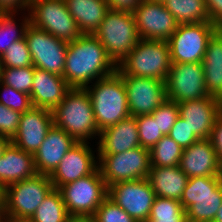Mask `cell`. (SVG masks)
<instances>
[{"instance_id": "277c9868", "label": "cell", "mask_w": 222, "mask_h": 222, "mask_svg": "<svg viewBox=\"0 0 222 222\" xmlns=\"http://www.w3.org/2000/svg\"><path fill=\"white\" fill-rule=\"evenodd\" d=\"M94 35L116 66L140 40L133 11L109 9Z\"/></svg>"}, {"instance_id": "7a4b0ae2", "label": "cell", "mask_w": 222, "mask_h": 222, "mask_svg": "<svg viewBox=\"0 0 222 222\" xmlns=\"http://www.w3.org/2000/svg\"><path fill=\"white\" fill-rule=\"evenodd\" d=\"M52 113L54 126L64 130L77 142H88L100 135L86 88H71Z\"/></svg>"}, {"instance_id": "7dc6e473", "label": "cell", "mask_w": 222, "mask_h": 222, "mask_svg": "<svg viewBox=\"0 0 222 222\" xmlns=\"http://www.w3.org/2000/svg\"><path fill=\"white\" fill-rule=\"evenodd\" d=\"M11 141L8 138L0 137V157L2 156L3 150Z\"/></svg>"}, {"instance_id": "7402d4cb", "label": "cell", "mask_w": 222, "mask_h": 222, "mask_svg": "<svg viewBox=\"0 0 222 222\" xmlns=\"http://www.w3.org/2000/svg\"><path fill=\"white\" fill-rule=\"evenodd\" d=\"M220 163L209 138L199 139L183 149L180 169L189 177L218 176Z\"/></svg>"}, {"instance_id": "5bb4252c", "label": "cell", "mask_w": 222, "mask_h": 222, "mask_svg": "<svg viewBox=\"0 0 222 222\" xmlns=\"http://www.w3.org/2000/svg\"><path fill=\"white\" fill-rule=\"evenodd\" d=\"M155 197L148 178L118 182L108 187V198L136 222L149 218Z\"/></svg>"}, {"instance_id": "836d02e7", "label": "cell", "mask_w": 222, "mask_h": 222, "mask_svg": "<svg viewBox=\"0 0 222 222\" xmlns=\"http://www.w3.org/2000/svg\"><path fill=\"white\" fill-rule=\"evenodd\" d=\"M1 68H23L33 66L26 39L12 43L0 57Z\"/></svg>"}, {"instance_id": "f1b7e54d", "label": "cell", "mask_w": 222, "mask_h": 222, "mask_svg": "<svg viewBox=\"0 0 222 222\" xmlns=\"http://www.w3.org/2000/svg\"><path fill=\"white\" fill-rule=\"evenodd\" d=\"M70 217L61 192L53 189L29 220L31 222H66Z\"/></svg>"}, {"instance_id": "9c48e42d", "label": "cell", "mask_w": 222, "mask_h": 222, "mask_svg": "<svg viewBox=\"0 0 222 222\" xmlns=\"http://www.w3.org/2000/svg\"><path fill=\"white\" fill-rule=\"evenodd\" d=\"M27 12L32 25L67 43L82 35L65 0H31Z\"/></svg>"}, {"instance_id": "b9f144b4", "label": "cell", "mask_w": 222, "mask_h": 222, "mask_svg": "<svg viewBox=\"0 0 222 222\" xmlns=\"http://www.w3.org/2000/svg\"><path fill=\"white\" fill-rule=\"evenodd\" d=\"M209 14V22L222 27V0H204Z\"/></svg>"}, {"instance_id": "44dd1931", "label": "cell", "mask_w": 222, "mask_h": 222, "mask_svg": "<svg viewBox=\"0 0 222 222\" xmlns=\"http://www.w3.org/2000/svg\"><path fill=\"white\" fill-rule=\"evenodd\" d=\"M70 89L71 87L61 75L34 67L33 85L30 93L33 107L52 111L63 101Z\"/></svg>"}, {"instance_id": "ab89813d", "label": "cell", "mask_w": 222, "mask_h": 222, "mask_svg": "<svg viewBox=\"0 0 222 222\" xmlns=\"http://www.w3.org/2000/svg\"><path fill=\"white\" fill-rule=\"evenodd\" d=\"M182 149L188 148L192 143H195L199 138L192 132L185 120L180 116L176 119L168 134Z\"/></svg>"}, {"instance_id": "603a6c76", "label": "cell", "mask_w": 222, "mask_h": 222, "mask_svg": "<svg viewBox=\"0 0 222 222\" xmlns=\"http://www.w3.org/2000/svg\"><path fill=\"white\" fill-rule=\"evenodd\" d=\"M97 142V154H118L140 147L136 118L130 116L102 130Z\"/></svg>"}, {"instance_id": "8d00e7d4", "label": "cell", "mask_w": 222, "mask_h": 222, "mask_svg": "<svg viewBox=\"0 0 222 222\" xmlns=\"http://www.w3.org/2000/svg\"><path fill=\"white\" fill-rule=\"evenodd\" d=\"M151 115L157 120L159 130L164 135H168L176 119L179 117L178 103L166 99Z\"/></svg>"}, {"instance_id": "f5cc1de1", "label": "cell", "mask_w": 222, "mask_h": 222, "mask_svg": "<svg viewBox=\"0 0 222 222\" xmlns=\"http://www.w3.org/2000/svg\"><path fill=\"white\" fill-rule=\"evenodd\" d=\"M153 1H157V2H165L166 0H153Z\"/></svg>"}, {"instance_id": "7bdbcfd3", "label": "cell", "mask_w": 222, "mask_h": 222, "mask_svg": "<svg viewBox=\"0 0 222 222\" xmlns=\"http://www.w3.org/2000/svg\"><path fill=\"white\" fill-rule=\"evenodd\" d=\"M31 0H0V13H18L28 11ZM18 11V12H17Z\"/></svg>"}, {"instance_id": "30bf717a", "label": "cell", "mask_w": 222, "mask_h": 222, "mask_svg": "<svg viewBox=\"0 0 222 222\" xmlns=\"http://www.w3.org/2000/svg\"><path fill=\"white\" fill-rule=\"evenodd\" d=\"M99 169L107 188L118 182L148 178L150 151L137 147L118 154H97Z\"/></svg>"}, {"instance_id": "484cf974", "label": "cell", "mask_w": 222, "mask_h": 222, "mask_svg": "<svg viewBox=\"0 0 222 222\" xmlns=\"http://www.w3.org/2000/svg\"><path fill=\"white\" fill-rule=\"evenodd\" d=\"M202 64L209 96L222 102V33L219 30L208 40Z\"/></svg>"}, {"instance_id": "f546056e", "label": "cell", "mask_w": 222, "mask_h": 222, "mask_svg": "<svg viewBox=\"0 0 222 222\" xmlns=\"http://www.w3.org/2000/svg\"><path fill=\"white\" fill-rule=\"evenodd\" d=\"M149 151L151 166L175 167L180 164L183 149L170 136L164 135Z\"/></svg>"}, {"instance_id": "f907efd6", "label": "cell", "mask_w": 222, "mask_h": 222, "mask_svg": "<svg viewBox=\"0 0 222 222\" xmlns=\"http://www.w3.org/2000/svg\"><path fill=\"white\" fill-rule=\"evenodd\" d=\"M218 177H219L220 183L222 185V162H220Z\"/></svg>"}, {"instance_id": "db71d44e", "label": "cell", "mask_w": 222, "mask_h": 222, "mask_svg": "<svg viewBox=\"0 0 222 222\" xmlns=\"http://www.w3.org/2000/svg\"><path fill=\"white\" fill-rule=\"evenodd\" d=\"M218 30L222 33V27L218 28Z\"/></svg>"}, {"instance_id": "5b68a950", "label": "cell", "mask_w": 222, "mask_h": 222, "mask_svg": "<svg viewBox=\"0 0 222 222\" xmlns=\"http://www.w3.org/2000/svg\"><path fill=\"white\" fill-rule=\"evenodd\" d=\"M169 45L166 40L140 39L119 63L120 75H131L165 81L171 68Z\"/></svg>"}, {"instance_id": "4dcf8cb0", "label": "cell", "mask_w": 222, "mask_h": 222, "mask_svg": "<svg viewBox=\"0 0 222 222\" xmlns=\"http://www.w3.org/2000/svg\"><path fill=\"white\" fill-rule=\"evenodd\" d=\"M14 15L15 13H0V57L12 43L25 38L26 28L30 24L29 15L21 19L20 26L16 24Z\"/></svg>"}, {"instance_id": "d4e9b609", "label": "cell", "mask_w": 222, "mask_h": 222, "mask_svg": "<svg viewBox=\"0 0 222 222\" xmlns=\"http://www.w3.org/2000/svg\"><path fill=\"white\" fill-rule=\"evenodd\" d=\"M189 177L175 167L151 166L148 180L156 197H165L180 201Z\"/></svg>"}, {"instance_id": "74e56055", "label": "cell", "mask_w": 222, "mask_h": 222, "mask_svg": "<svg viewBox=\"0 0 222 222\" xmlns=\"http://www.w3.org/2000/svg\"><path fill=\"white\" fill-rule=\"evenodd\" d=\"M92 219L93 222H136L108 197L98 207Z\"/></svg>"}, {"instance_id": "681fc988", "label": "cell", "mask_w": 222, "mask_h": 222, "mask_svg": "<svg viewBox=\"0 0 222 222\" xmlns=\"http://www.w3.org/2000/svg\"><path fill=\"white\" fill-rule=\"evenodd\" d=\"M213 222H222V205L219 208V210L217 211V214H216Z\"/></svg>"}, {"instance_id": "cb8c5ba5", "label": "cell", "mask_w": 222, "mask_h": 222, "mask_svg": "<svg viewBox=\"0 0 222 222\" xmlns=\"http://www.w3.org/2000/svg\"><path fill=\"white\" fill-rule=\"evenodd\" d=\"M37 174L34 155L21 150L11 142L0 157V185L7 186Z\"/></svg>"}, {"instance_id": "6da1fadb", "label": "cell", "mask_w": 222, "mask_h": 222, "mask_svg": "<svg viewBox=\"0 0 222 222\" xmlns=\"http://www.w3.org/2000/svg\"><path fill=\"white\" fill-rule=\"evenodd\" d=\"M116 69L94 34H82L68 43L62 77L71 88H86L92 81L107 77Z\"/></svg>"}, {"instance_id": "ba28073f", "label": "cell", "mask_w": 222, "mask_h": 222, "mask_svg": "<svg viewBox=\"0 0 222 222\" xmlns=\"http://www.w3.org/2000/svg\"><path fill=\"white\" fill-rule=\"evenodd\" d=\"M58 190L71 217L92 218L108 197V188L99 168L90 175L61 186Z\"/></svg>"}, {"instance_id": "8992f818", "label": "cell", "mask_w": 222, "mask_h": 222, "mask_svg": "<svg viewBox=\"0 0 222 222\" xmlns=\"http://www.w3.org/2000/svg\"><path fill=\"white\" fill-rule=\"evenodd\" d=\"M187 222H213L222 205V185L218 176L189 178L180 199Z\"/></svg>"}, {"instance_id": "d6986e66", "label": "cell", "mask_w": 222, "mask_h": 222, "mask_svg": "<svg viewBox=\"0 0 222 222\" xmlns=\"http://www.w3.org/2000/svg\"><path fill=\"white\" fill-rule=\"evenodd\" d=\"M179 116L185 120L192 132L199 138H209L215 119L222 112V102L207 96L199 100L178 103Z\"/></svg>"}, {"instance_id": "8fae6325", "label": "cell", "mask_w": 222, "mask_h": 222, "mask_svg": "<svg viewBox=\"0 0 222 222\" xmlns=\"http://www.w3.org/2000/svg\"><path fill=\"white\" fill-rule=\"evenodd\" d=\"M218 28L211 22L178 24L167 40L172 63H202L208 40Z\"/></svg>"}, {"instance_id": "bcb514c9", "label": "cell", "mask_w": 222, "mask_h": 222, "mask_svg": "<svg viewBox=\"0 0 222 222\" xmlns=\"http://www.w3.org/2000/svg\"><path fill=\"white\" fill-rule=\"evenodd\" d=\"M66 222H93L89 217H70Z\"/></svg>"}, {"instance_id": "9a60e30c", "label": "cell", "mask_w": 222, "mask_h": 222, "mask_svg": "<svg viewBox=\"0 0 222 222\" xmlns=\"http://www.w3.org/2000/svg\"><path fill=\"white\" fill-rule=\"evenodd\" d=\"M133 13L140 39L167 41L178 27L164 2L142 0Z\"/></svg>"}, {"instance_id": "1f68e13d", "label": "cell", "mask_w": 222, "mask_h": 222, "mask_svg": "<svg viewBox=\"0 0 222 222\" xmlns=\"http://www.w3.org/2000/svg\"><path fill=\"white\" fill-rule=\"evenodd\" d=\"M149 219L154 222H187L186 210L180 201L155 197Z\"/></svg>"}, {"instance_id": "d6a6232c", "label": "cell", "mask_w": 222, "mask_h": 222, "mask_svg": "<svg viewBox=\"0 0 222 222\" xmlns=\"http://www.w3.org/2000/svg\"><path fill=\"white\" fill-rule=\"evenodd\" d=\"M34 78V66L1 68L0 82L30 95Z\"/></svg>"}, {"instance_id": "52a82bcc", "label": "cell", "mask_w": 222, "mask_h": 222, "mask_svg": "<svg viewBox=\"0 0 222 222\" xmlns=\"http://www.w3.org/2000/svg\"><path fill=\"white\" fill-rule=\"evenodd\" d=\"M53 189L50 176L38 173L13 183L4 189L2 213L17 219H30Z\"/></svg>"}, {"instance_id": "816d5d0a", "label": "cell", "mask_w": 222, "mask_h": 222, "mask_svg": "<svg viewBox=\"0 0 222 222\" xmlns=\"http://www.w3.org/2000/svg\"><path fill=\"white\" fill-rule=\"evenodd\" d=\"M139 222H154V221H153V220H151V219H149V218H147V219L142 220V221H139Z\"/></svg>"}, {"instance_id": "ac0fdd59", "label": "cell", "mask_w": 222, "mask_h": 222, "mask_svg": "<svg viewBox=\"0 0 222 222\" xmlns=\"http://www.w3.org/2000/svg\"><path fill=\"white\" fill-rule=\"evenodd\" d=\"M53 125L52 111L32 107L21 114L18 131L11 143L34 155Z\"/></svg>"}, {"instance_id": "4fadbf2b", "label": "cell", "mask_w": 222, "mask_h": 222, "mask_svg": "<svg viewBox=\"0 0 222 222\" xmlns=\"http://www.w3.org/2000/svg\"><path fill=\"white\" fill-rule=\"evenodd\" d=\"M165 87L166 98L177 103L209 96L202 63H172Z\"/></svg>"}, {"instance_id": "e575fe53", "label": "cell", "mask_w": 222, "mask_h": 222, "mask_svg": "<svg viewBox=\"0 0 222 222\" xmlns=\"http://www.w3.org/2000/svg\"><path fill=\"white\" fill-rule=\"evenodd\" d=\"M141 147L151 149L164 134L151 114L136 116Z\"/></svg>"}, {"instance_id": "ffe728a7", "label": "cell", "mask_w": 222, "mask_h": 222, "mask_svg": "<svg viewBox=\"0 0 222 222\" xmlns=\"http://www.w3.org/2000/svg\"><path fill=\"white\" fill-rule=\"evenodd\" d=\"M77 141L64 130L54 125L34 154V164L38 174L51 175L58 167L64 155Z\"/></svg>"}, {"instance_id": "83f0119b", "label": "cell", "mask_w": 222, "mask_h": 222, "mask_svg": "<svg viewBox=\"0 0 222 222\" xmlns=\"http://www.w3.org/2000/svg\"><path fill=\"white\" fill-rule=\"evenodd\" d=\"M164 4L178 24H198L209 21L204 0H166Z\"/></svg>"}, {"instance_id": "2e32d148", "label": "cell", "mask_w": 222, "mask_h": 222, "mask_svg": "<svg viewBox=\"0 0 222 222\" xmlns=\"http://www.w3.org/2000/svg\"><path fill=\"white\" fill-rule=\"evenodd\" d=\"M124 82L130 116L153 113L167 98L165 81L120 75Z\"/></svg>"}, {"instance_id": "f35d334b", "label": "cell", "mask_w": 222, "mask_h": 222, "mask_svg": "<svg viewBox=\"0 0 222 222\" xmlns=\"http://www.w3.org/2000/svg\"><path fill=\"white\" fill-rule=\"evenodd\" d=\"M21 114L0 103V137L10 141L13 139L18 131Z\"/></svg>"}, {"instance_id": "d590c367", "label": "cell", "mask_w": 222, "mask_h": 222, "mask_svg": "<svg viewBox=\"0 0 222 222\" xmlns=\"http://www.w3.org/2000/svg\"><path fill=\"white\" fill-rule=\"evenodd\" d=\"M0 90H2L0 91V103L4 106L21 113H24L33 107L31 97L27 93L15 90L1 82Z\"/></svg>"}, {"instance_id": "ee69618b", "label": "cell", "mask_w": 222, "mask_h": 222, "mask_svg": "<svg viewBox=\"0 0 222 222\" xmlns=\"http://www.w3.org/2000/svg\"><path fill=\"white\" fill-rule=\"evenodd\" d=\"M142 0H107L110 9L133 11Z\"/></svg>"}, {"instance_id": "e0dca14e", "label": "cell", "mask_w": 222, "mask_h": 222, "mask_svg": "<svg viewBox=\"0 0 222 222\" xmlns=\"http://www.w3.org/2000/svg\"><path fill=\"white\" fill-rule=\"evenodd\" d=\"M90 142H77L63 157L50 175L54 189L94 173L99 163L95 159Z\"/></svg>"}, {"instance_id": "c3c4849f", "label": "cell", "mask_w": 222, "mask_h": 222, "mask_svg": "<svg viewBox=\"0 0 222 222\" xmlns=\"http://www.w3.org/2000/svg\"><path fill=\"white\" fill-rule=\"evenodd\" d=\"M4 207V188L0 185V214L3 212Z\"/></svg>"}, {"instance_id": "f6af8a7d", "label": "cell", "mask_w": 222, "mask_h": 222, "mask_svg": "<svg viewBox=\"0 0 222 222\" xmlns=\"http://www.w3.org/2000/svg\"><path fill=\"white\" fill-rule=\"evenodd\" d=\"M0 222H31V221L29 219H17V218L9 217L1 213Z\"/></svg>"}, {"instance_id": "60d3db41", "label": "cell", "mask_w": 222, "mask_h": 222, "mask_svg": "<svg viewBox=\"0 0 222 222\" xmlns=\"http://www.w3.org/2000/svg\"><path fill=\"white\" fill-rule=\"evenodd\" d=\"M209 140L213 145L219 163L222 162V112L215 119Z\"/></svg>"}, {"instance_id": "7c38bea8", "label": "cell", "mask_w": 222, "mask_h": 222, "mask_svg": "<svg viewBox=\"0 0 222 222\" xmlns=\"http://www.w3.org/2000/svg\"><path fill=\"white\" fill-rule=\"evenodd\" d=\"M25 39L33 66L63 76L68 43L31 23L26 28Z\"/></svg>"}, {"instance_id": "3957f363", "label": "cell", "mask_w": 222, "mask_h": 222, "mask_svg": "<svg viewBox=\"0 0 222 222\" xmlns=\"http://www.w3.org/2000/svg\"><path fill=\"white\" fill-rule=\"evenodd\" d=\"M86 90L90 95L94 119L100 132L130 117L126 88L117 71L92 82Z\"/></svg>"}, {"instance_id": "4316f807", "label": "cell", "mask_w": 222, "mask_h": 222, "mask_svg": "<svg viewBox=\"0 0 222 222\" xmlns=\"http://www.w3.org/2000/svg\"><path fill=\"white\" fill-rule=\"evenodd\" d=\"M82 34H94L110 9L107 0H65Z\"/></svg>"}]
</instances>
